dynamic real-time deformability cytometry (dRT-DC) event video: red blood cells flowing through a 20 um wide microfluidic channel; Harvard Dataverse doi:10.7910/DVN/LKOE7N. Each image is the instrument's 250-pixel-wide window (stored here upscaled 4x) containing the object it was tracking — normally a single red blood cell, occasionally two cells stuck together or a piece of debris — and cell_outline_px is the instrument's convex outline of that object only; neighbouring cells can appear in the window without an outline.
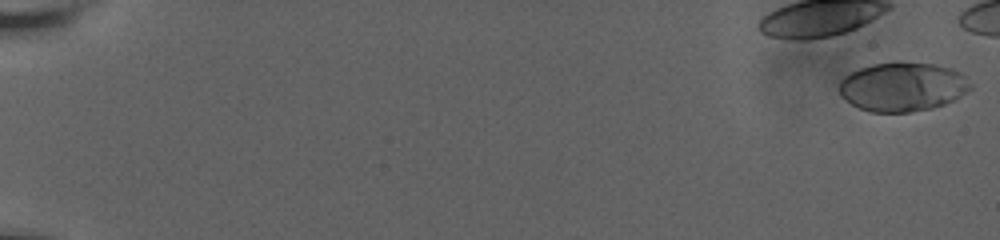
{"species": "human", "species_latin": "Homo sapiens", "temperature_condition": "room temperature", "stored_images_in_passage": 34, "camera_frame_rate_fps": 3000, "um_per_image_px": 0.085, "donor": {"sex": "male"}, "frame": {"image": 1, "passage_image": 1, "time_ms": 0.0, "image_size_px": [1000, 240], "cell_outline_px": [[972, 88], [956, 100], [932, 108], [908, 112], [868, 112], [852, 104], [840, 96], [836, 88], [840, 80], [848, 72], [872, 64], [896, 60], [900, 60], [936, 64], [952, 68], [960, 72], [972, 84]], "centroid_in_image_um": [76.7, 7.35], "position_along_channel_um": 8.3, "area_um2": 38.49}}
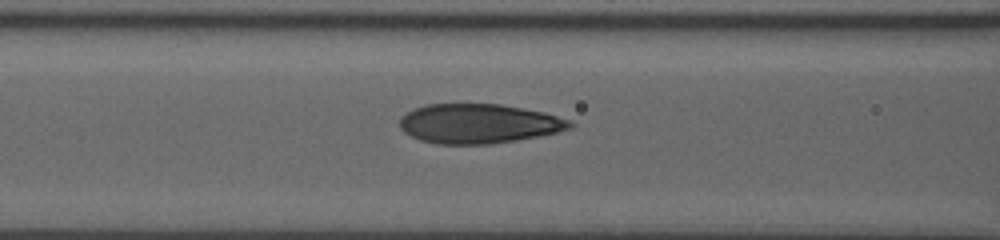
{"frame": {"image": 2, "passage_image": 29, "time_ms": 9.333, "image_size_px": [1000, 240], "cell_outline_px": [[576, 124], [572, 128], [556, 132], [516, 140], [488, 144], [436, 144], [420, 140], [404, 132], [400, 128], [400, 116], [412, 108], [424, 104], [500, 104], [544, 112], [572, 120]], "centroid_in_image_um": [40.67, 10.5], "position_along_channel_um": 125.9, "area_um2": 39.36}}
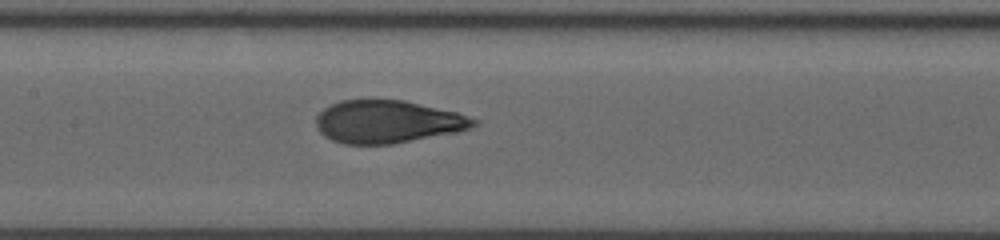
{"frame": {"image": 3, "passage_image": 32, "time_ms": 10.667, "image_size_px": [1000, 240], "cell_outline_px": [[480, 124], [472, 128], [456, 132], [392, 144], [344, 144], [332, 140], [324, 136], [316, 128], [316, 116], [324, 108], [340, 100], [404, 100], [456, 112], [480, 120]], "centroid_in_image_um": [32.96, 10.35], "position_along_channel_um": 174.4, "area_um2": 39.3}}